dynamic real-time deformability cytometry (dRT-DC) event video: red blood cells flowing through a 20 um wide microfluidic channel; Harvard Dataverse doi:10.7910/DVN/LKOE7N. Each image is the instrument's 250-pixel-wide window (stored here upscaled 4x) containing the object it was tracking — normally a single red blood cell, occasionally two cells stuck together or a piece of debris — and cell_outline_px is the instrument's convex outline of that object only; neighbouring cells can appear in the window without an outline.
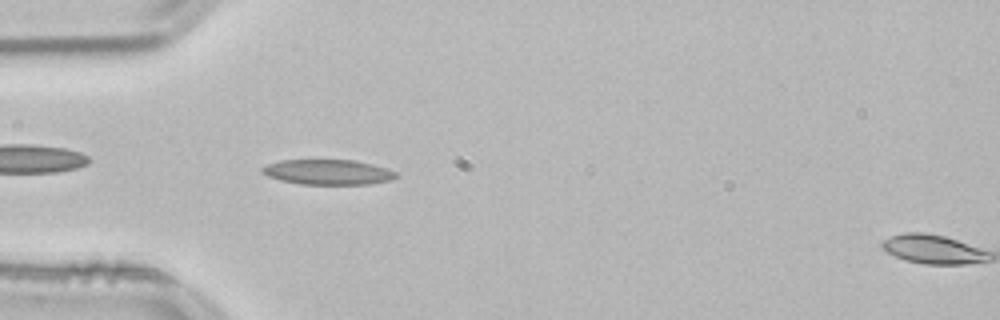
{"species": "common noctule bat (a hibernating species)", "species_latin": "Nyctalus noctula", "temperature_condition": "room temperature", "stored_images_in_passage": 4, "camera_frame_rate_fps": 3000, "um_per_image_px": 0.085, "animal": {"sex": "male", "body_mass_g": 21.5, "forearm_length_mm": 52.0}, "frame": {"image": 1, "passage_image": 3, "time_ms": 0.667, "image_size_px": [1000, 320], "cell_outline_px": [[400, 176], [392, 180], [368, 184], [300, 184], [280, 180], [268, 176], [260, 172], [260, 168], [268, 164], [280, 160], [352, 160], [372, 164], [388, 168], [396, 172]], "centroid_in_image_um": [27.89, 14.63], "position_along_channel_um": 57.1, "area_um2": 19.71}}